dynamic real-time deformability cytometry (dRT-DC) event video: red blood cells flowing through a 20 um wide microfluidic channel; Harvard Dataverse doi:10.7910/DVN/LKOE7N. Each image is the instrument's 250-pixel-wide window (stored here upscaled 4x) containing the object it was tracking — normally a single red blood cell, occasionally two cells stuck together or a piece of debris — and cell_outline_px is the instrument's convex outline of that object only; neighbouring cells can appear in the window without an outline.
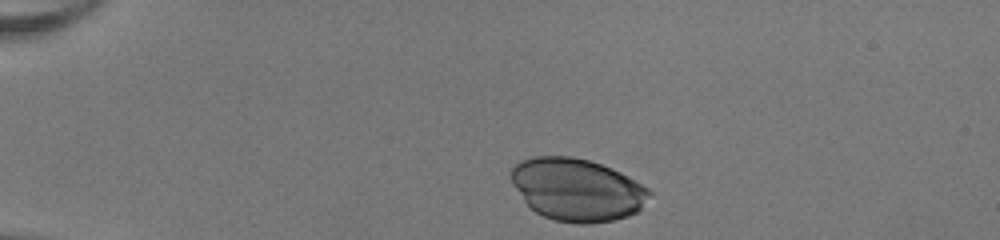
{"species": "human", "species_latin": "Homo sapiens", "temperature_condition": "room temperature", "stored_images_in_passage": 34, "camera_frame_rate_fps": 3000, "um_per_image_px": 0.085, "donor": {"sex": "female"}, "frame": {"image": 1, "passage_image": 1, "time_ms": 0.0, "image_size_px": [1000, 240], "cell_outline_px": [[652, 192], [640, 208], [636, 212], [628, 216], [612, 220], [588, 224], [576, 224], [556, 220], [544, 216], [536, 212], [524, 200], [512, 184], [512, 168], [520, 160], [532, 156], [572, 156], [588, 160], [612, 168], [620, 172], [648, 188]], "centroid_in_image_um": [49.04, 16.11], "position_along_channel_um": 36.0, "area_um2": 50.05}}
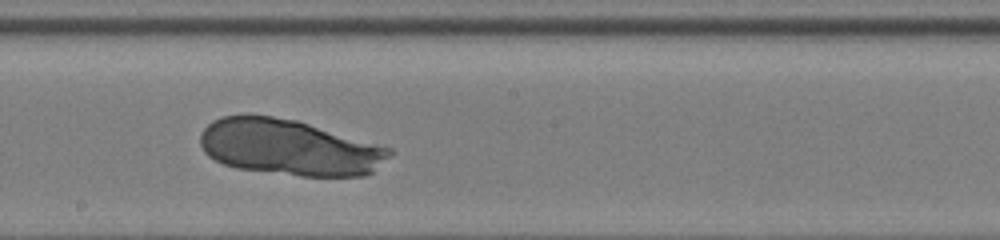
{"frame": {"image": 2, "passage_image": 20, "time_ms": 6.333, "image_size_px": [1000, 240], "cell_outline_px": [[396, 152], [372, 172], [364, 176], [300, 176], [236, 168], [224, 164], [208, 156], [204, 152], [200, 144], [200, 132], [212, 120], [224, 116], [272, 116], [296, 120], [392, 148]], "centroid_in_image_um": [24.6, 12.54], "position_along_channel_um": 223.6, "area_um2": 61.56}}
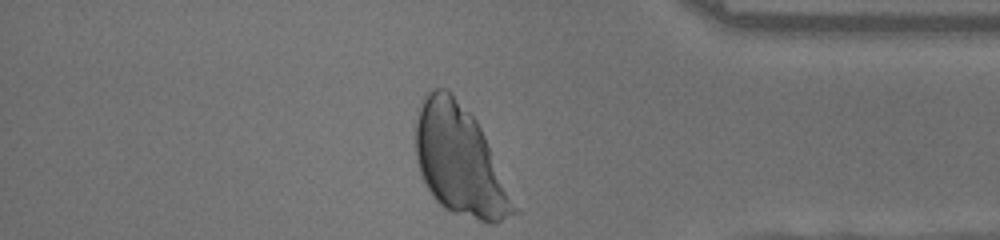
{"frame": {"image": 3, "passage_image": 34, "time_ms": 11.0, "image_size_px": [1000, 240], "cell_outline_px": [[520, 212], [496, 224], [492, 224], [452, 212], [444, 208], [432, 196], [420, 172], [416, 160], [416, 116], [424, 96], [428, 92], [436, 88], [448, 88], [452, 92], [476, 120], [484, 136]], "centroid_in_image_um": [39.08, 13.67], "position_along_channel_um": 396.1, "area_um2": 62.37}}